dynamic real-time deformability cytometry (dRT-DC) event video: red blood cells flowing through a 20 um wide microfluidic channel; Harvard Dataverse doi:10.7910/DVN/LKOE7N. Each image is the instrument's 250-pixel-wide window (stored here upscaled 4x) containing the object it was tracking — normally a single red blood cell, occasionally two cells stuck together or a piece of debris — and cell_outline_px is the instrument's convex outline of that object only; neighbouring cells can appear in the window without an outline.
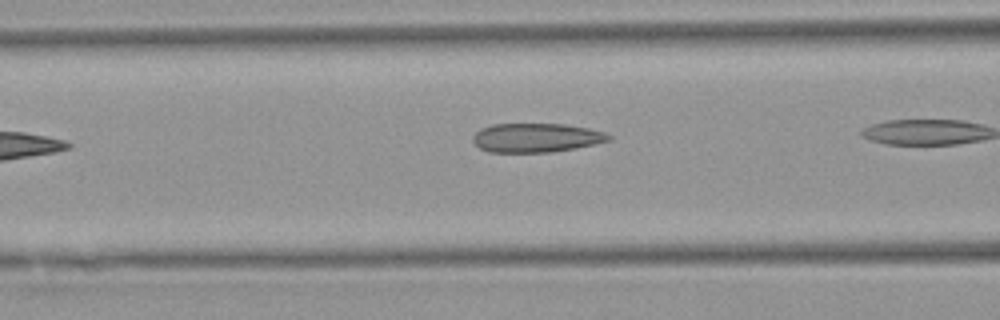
{"species": "Egyptian fruit bat (a non-hibernating species)", "species_latin": "Rousettus aegyptiacus", "temperature_condition": "warm", "stored_images_in_passage": 12, "camera_frame_rate_fps": 3000, "um_per_image_px": 0.085, "animal": {"sex": "female"}, "frame": {"image": 1, "passage_image": 7, "time_ms": 2.0, "image_size_px": [1000, 320], "cell_outline_px": [[612, 140], [576, 148], [548, 152], [488, 152], [480, 148], [472, 140], [472, 136], [480, 128], [492, 124], [564, 124], [588, 128], [604, 132], [612, 136]], "centroid_in_image_um": [45.57, 11.7], "position_along_channel_um": 121.0, "area_um2": 23.0}}
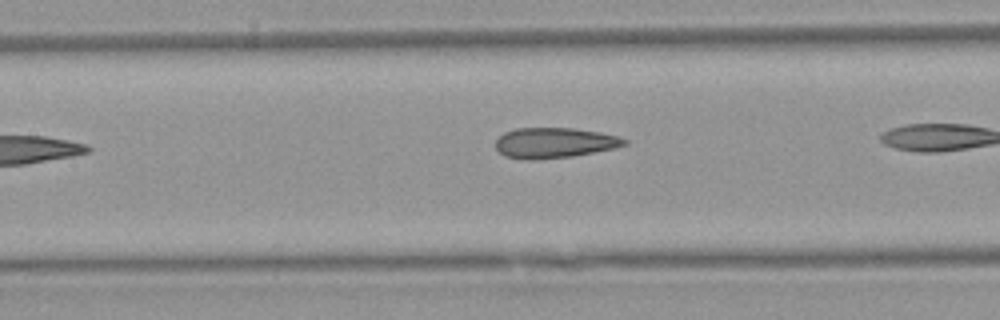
{"frame": {"image": 2, "passage_image": 10, "time_ms": 3.0, "image_size_px": [1000, 320], "cell_outline_px": [[628, 144], [612, 148], [572, 156], [528, 160], [504, 156], [496, 148], [496, 140], [504, 132], [516, 128], [572, 128], [600, 132], [620, 136], [628, 140]], "centroid_in_image_um": [47.12, 12.13], "position_along_channel_um": 160.3, "area_um2": 22.66}}